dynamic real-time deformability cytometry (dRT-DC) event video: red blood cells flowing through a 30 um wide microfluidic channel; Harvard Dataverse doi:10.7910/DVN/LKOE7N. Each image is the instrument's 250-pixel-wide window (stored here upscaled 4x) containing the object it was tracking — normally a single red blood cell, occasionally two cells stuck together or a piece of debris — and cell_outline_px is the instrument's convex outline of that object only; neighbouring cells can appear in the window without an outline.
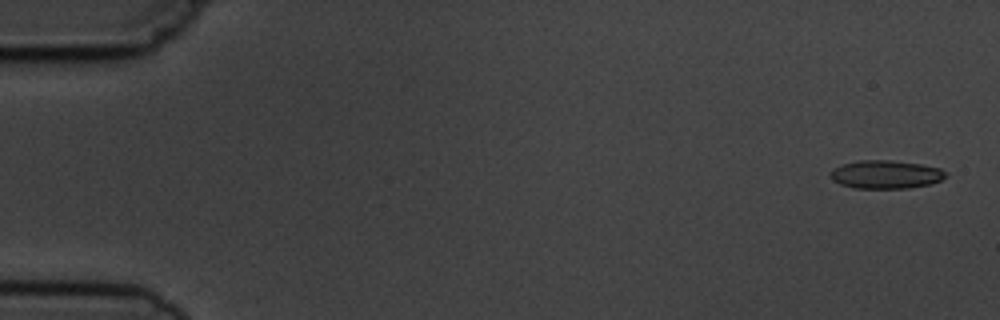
{"species": "common noctule bat (a hibernating species)", "species_latin": "Nyctalus noctula", "temperature_condition": "cold", "stored_images_in_passage": 4, "camera_frame_rate_fps": 3000, "um_per_image_px": 0.085, "animal": {"sex": "male", "body_mass_g": 19.5, "forearm_length_mm": 54.6}, "frame": {"image": 1, "passage_image": 1, "time_ms": 0.0, "image_size_px": [1000, 320], "cell_outline_px": [[948, 172], [940, 180], [928, 184], [908, 188], [852, 188], [840, 184], [832, 180], [832, 168], [840, 164], [856, 160], [888, 160], [920, 164], [940, 168]], "centroid_in_image_um": [75.25, 14.82], "position_along_channel_um": 9.8, "area_um2": 18.96}}
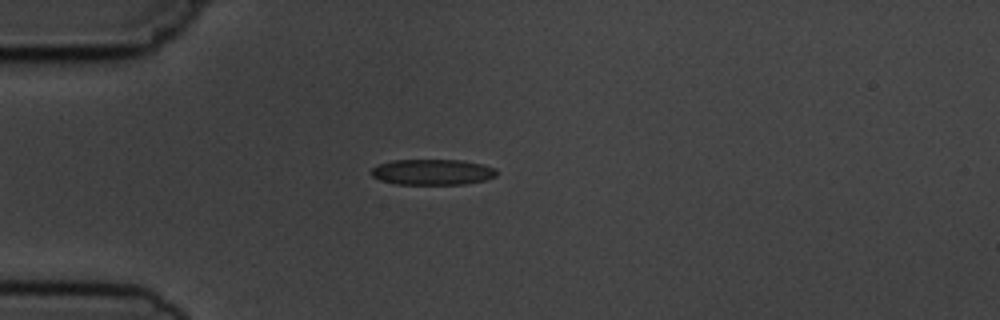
{"frame": {"image": 2, "passage_image": 4, "time_ms": 4.333, "image_size_px": [1000, 320], "cell_outline_px": [[496, 176], [484, 180], [464, 184], [396, 184], [380, 180], [372, 176], [368, 172], [376, 164], [392, 160], [464, 160], [496, 168]], "centroid_in_image_um": [36.7, 14.62], "position_along_channel_um": 48.3, "area_um2": 18.9}}